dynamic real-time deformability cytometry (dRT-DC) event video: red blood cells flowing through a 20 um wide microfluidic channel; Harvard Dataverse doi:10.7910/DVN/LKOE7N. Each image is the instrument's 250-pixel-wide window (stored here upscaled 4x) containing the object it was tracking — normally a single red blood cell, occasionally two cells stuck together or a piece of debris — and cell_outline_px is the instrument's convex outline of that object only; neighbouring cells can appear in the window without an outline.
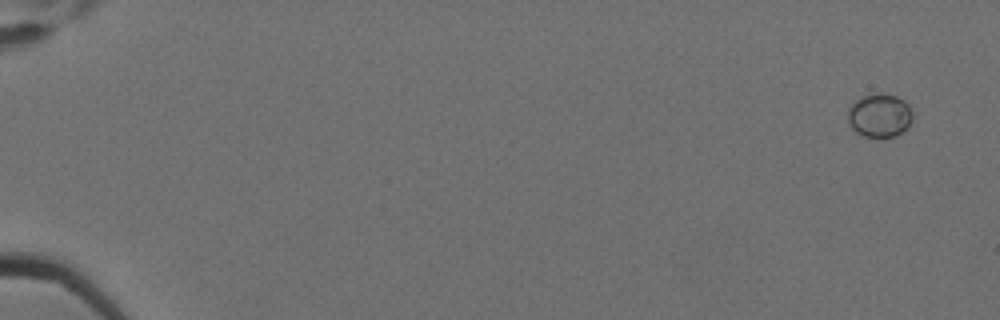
{"species": "Egyptian fruit bat (a non-hibernating species)", "species_latin": "Rousettus aegyptiacus", "temperature_condition": "cold", "stored_images_in_passage": 6, "camera_frame_rate_fps": 3000, "um_per_image_px": 0.085, "animal": {"sex": "female"}, "frame": {"image": 1, "passage_image": 1, "time_ms": 0.0, "image_size_px": [1000, 320], "cell_outline_px": [[912, 120], [908, 128], [904, 132], [896, 136], [880, 140], [864, 136], [856, 132], [848, 124], [848, 108], [856, 100], [864, 96], [876, 92], [880, 92], [896, 96], [904, 100], [908, 104], [912, 112]], "centroid_in_image_um": [74.78, 9.85], "position_along_channel_um": 10.2, "area_um2": 17.05}}
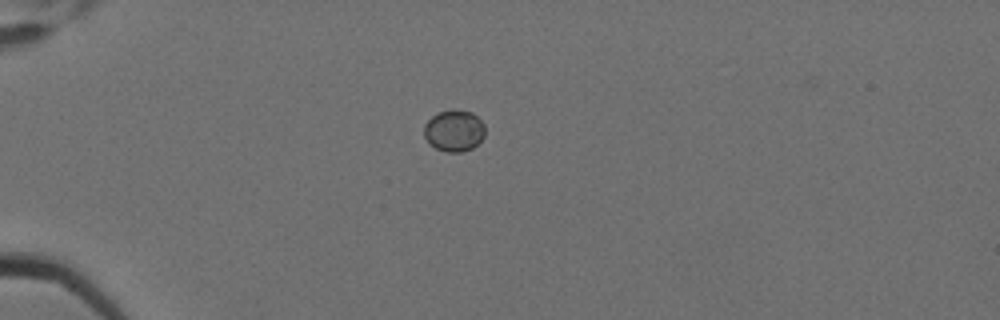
{"frame": {"image": 2, "passage_image": 5, "time_ms": 1.333, "image_size_px": [1000, 320], "cell_outline_px": [[484, 136], [472, 148], [460, 152], [444, 152], [436, 148], [424, 136], [424, 124], [432, 116], [440, 112], [472, 112], [484, 124]], "centroid_in_image_um": [38.59, 11.14], "position_along_channel_um": 46.4, "area_um2": 14.22}}